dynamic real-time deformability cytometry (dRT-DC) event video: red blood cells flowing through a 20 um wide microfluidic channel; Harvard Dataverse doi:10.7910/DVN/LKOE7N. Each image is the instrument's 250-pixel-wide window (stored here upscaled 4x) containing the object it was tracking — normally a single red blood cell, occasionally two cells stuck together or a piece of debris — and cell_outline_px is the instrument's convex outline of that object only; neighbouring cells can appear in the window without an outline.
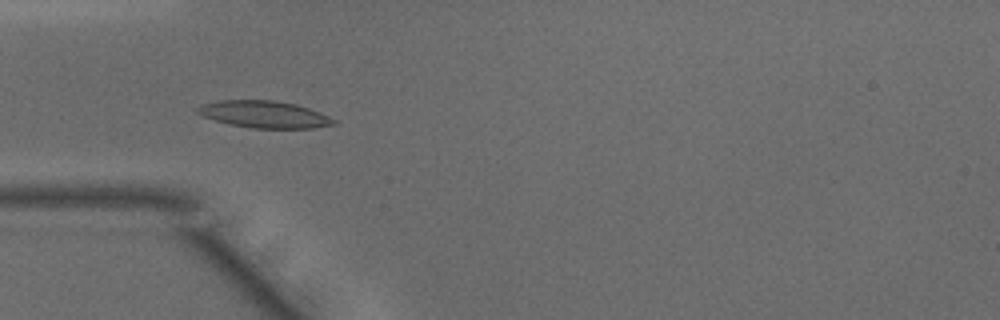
{"species": "common noctule bat (a hibernating species)", "species_latin": "Nyctalus noctula", "temperature_condition": "warm", "stored_images_in_passage": 49, "camera_frame_rate_fps": 3000, "um_per_image_px": 0.085, "animal": {"sex": "male", "body_mass_g": 15.6}, "frame": {"image": 1, "passage_image": 15, "time_ms": 4.667, "image_size_px": [1000, 320], "cell_outline_px": [[336, 124], [316, 128], [252, 128], [228, 124], [204, 116], [196, 112], [196, 108], [204, 104], [220, 100], [272, 100], [296, 104], [320, 112], [336, 120]], "centroid_in_image_um": [22.49, 9.72], "position_along_channel_um": 62.5, "area_um2": 21.33}}
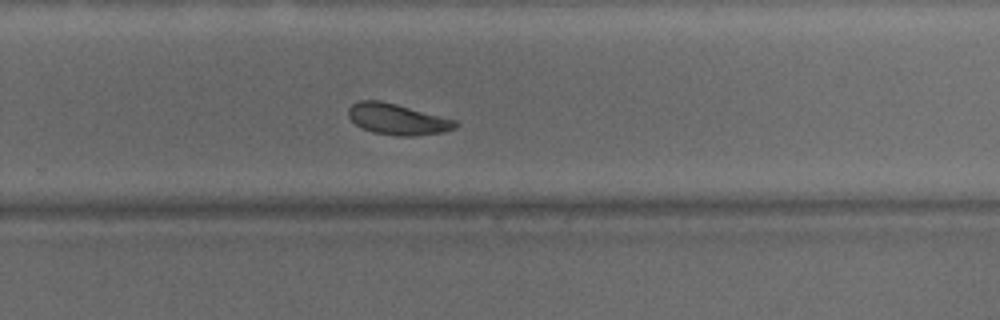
{"frame": {"image": 2, "passage_image": 32, "time_ms": 10.333, "image_size_px": [1000, 320], "cell_outline_px": [[460, 124], [444, 132], [412, 136], [396, 136], [372, 132], [356, 124], [348, 116], [348, 108], [352, 104], [360, 100], [380, 100], [396, 104], [456, 120]], "centroid_in_image_um": [33.77, 10.13], "position_along_channel_um": 296.0, "area_um2": 19.19}}
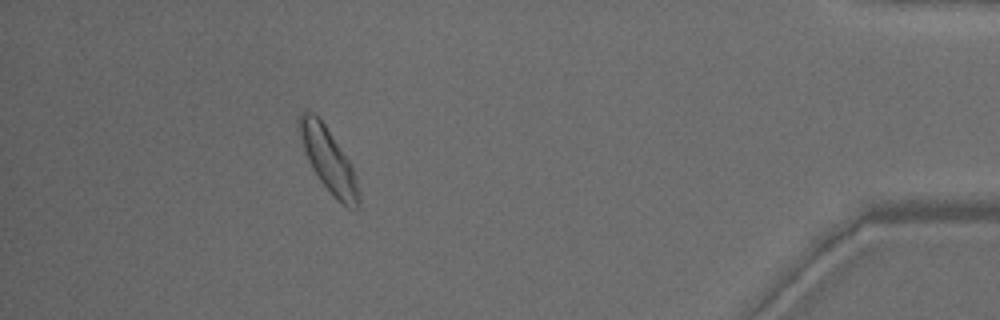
{"frame": {"image": 3, "passage_image": 44, "time_ms": 14.333, "image_size_px": [1000, 320], "cell_outline_px": [[360, 208], [348, 208], [340, 204], [332, 196], [320, 180], [312, 168], [304, 152], [296, 128], [296, 120], [300, 112], [312, 112], [324, 124], [348, 160], [356, 176], [360, 200]], "centroid_in_image_um": [27.88, 13.62], "position_along_channel_um": 407.3, "area_um2": 22.14}, "authors_computed_cell_mechanics": {"area_um2": 20.1722, "velocity_mm_per_s": 4.1313, "shape_relaxation_time_tau1_ms": 2.2127, "shape_relaxation_time_tau2_ms": 2.316, "deformation_change_tau1": 0.1166, "deformation_change_tau2": 0.0767}}